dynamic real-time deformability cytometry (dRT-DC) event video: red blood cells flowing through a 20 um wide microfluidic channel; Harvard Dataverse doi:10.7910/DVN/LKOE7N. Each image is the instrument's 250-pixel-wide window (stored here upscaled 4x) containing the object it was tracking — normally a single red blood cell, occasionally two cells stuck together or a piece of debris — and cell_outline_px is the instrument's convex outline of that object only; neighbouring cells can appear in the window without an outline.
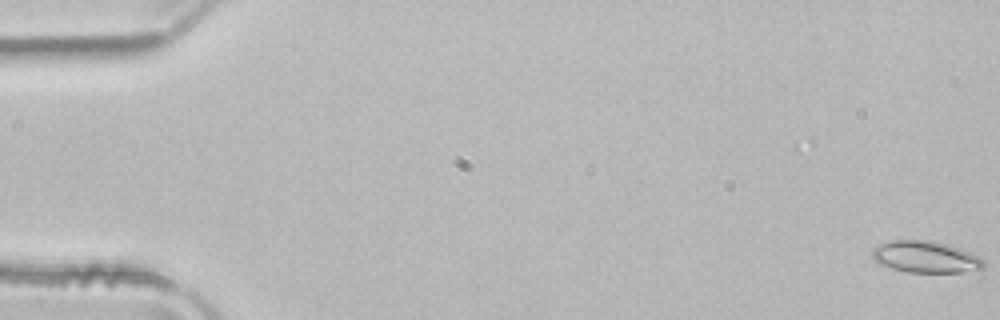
{"species": "common noctule bat (a hibernating species)", "species_latin": "Nyctalus noctula", "temperature_condition": "room temperature", "stored_images_in_passage": 52, "camera_frame_rate_fps": 3000, "um_per_image_px": 0.085, "animal": {"sex": "male", "body_mass_g": 21.5, "forearm_length_mm": 52.0}, "frame": {"image": 1, "passage_image": 1, "time_ms": 0.0, "image_size_px": [1000, 320], "cell_outline_px": [[984, 268], [960, 272], [908, 272], [892, 268], [880, 264], [872, 256], [872, 248], [880, 244], [892, 240], [932, 240], [948, 244], [960, 248], [980, 256], [984, 260]], "centroid_in_image_um": [78.69, 21.82], "position_along_channel_um": 6.3, "area_um2": 20.58}}
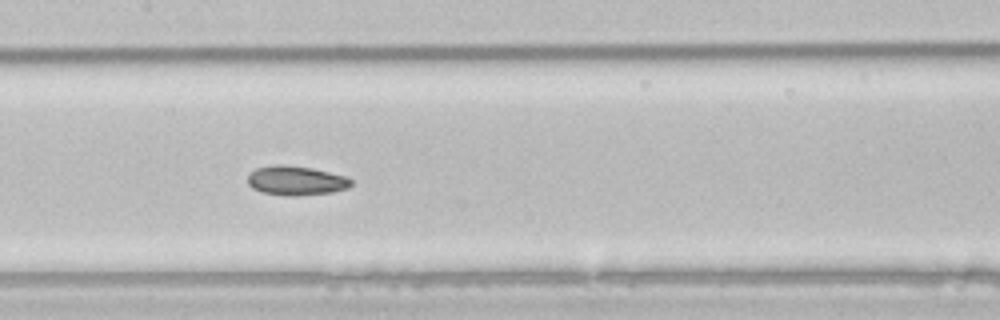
{"frame": {"image": 2, "passage_image": 26, "time_ms": 8.333, "image_size_px": [1000, 320], "cell_outline_px": [[352, 184], [348, 188], [332, 192], [296, 196], [284, 196], [264, 192], [252, 188], [248, 184], [248, 176], [256, 168], [272, 164], [284, 164], [312, 168], [348, 176], [352, 180]], "centroid_in_image_um": [25.18, 15.34], "position_along_channel_um": 182.2, "area_um2": 17.86}}
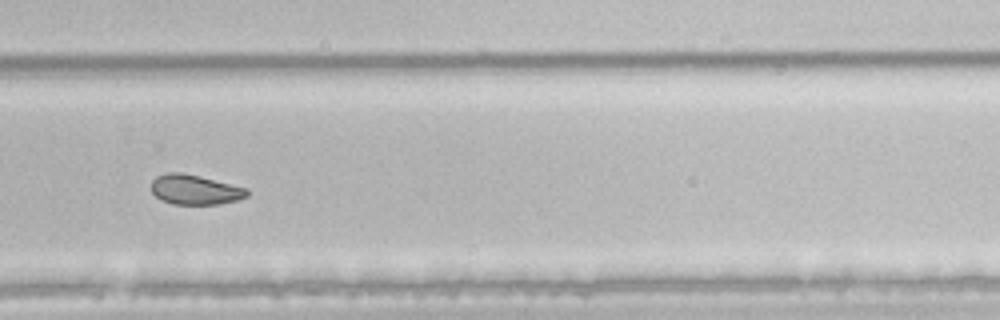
{"frame": {"image": 3, "passage_image": 36, "time_ms": 11.667, "image_size_px": [1000, 320], "cell_outline_px": [[248, 196], [240, 200], [220, 204], [172, 204], [156, 196], [152, 192], [152, 180], [156, 176], [168, 172], [180, 172], [200, 176], [248, 188]], "centroid_in_image_um": [16.61, 16.12], "position_along_channel_um": 313.2, "area_um2": 16.7}, "authors_computed_cell_mechanics": {"area_um2": 18.7272, "velocity_mm_per_s": 3.9422, "shape_relaxation_time_tau1_ms": 7.1581, "shape_relaxation_time_tau2_ms": 3.8225, "deformation_change_tau1": 0.1015, "deformation_change_tau2": 0.0561}}